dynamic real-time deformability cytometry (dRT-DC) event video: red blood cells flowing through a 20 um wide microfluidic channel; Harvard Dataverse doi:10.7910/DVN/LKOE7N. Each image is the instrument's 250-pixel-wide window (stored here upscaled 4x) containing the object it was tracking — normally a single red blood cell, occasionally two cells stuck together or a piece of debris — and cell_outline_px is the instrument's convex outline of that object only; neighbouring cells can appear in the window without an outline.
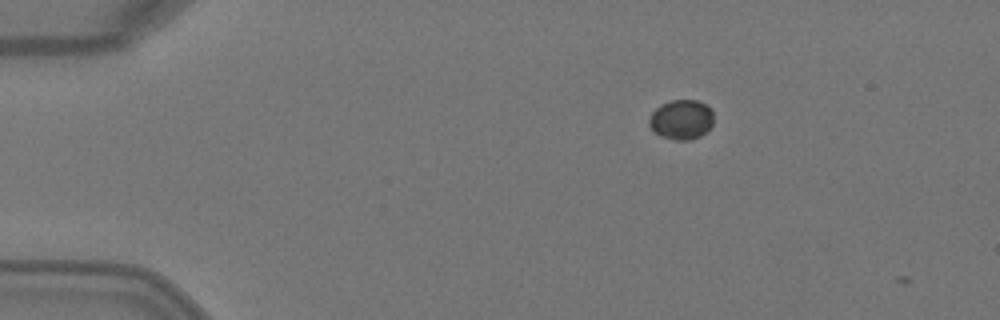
{"species": "Egyptian fruit bat (a non-hibernating species)", "species_latin": "Rousettus aegyptiacus", "temperature_condition": "warm", "stored_images_in_passage": 2, "camera_frame_rate_fps": 3000, "um_per_image_px": 0.085, "animal": {"sex": "female"}, "frame": {"image": 1, "passage_image": 1, "time_ms": 0.0, "image_size_px": [1000, 320], "cell_outline_px": [[712, 124], [700, 136], [688, 140], [676, 140], [660, 136], [648, 124], [648, 120], [652, 112], [660, 104], [672, 100], [696, 100], [704, 104], [712, 112]], "centroid_in_image_um": [57.88, 10.16], "position_along_channel_um": 27.1, "area_um2": 14.68}}